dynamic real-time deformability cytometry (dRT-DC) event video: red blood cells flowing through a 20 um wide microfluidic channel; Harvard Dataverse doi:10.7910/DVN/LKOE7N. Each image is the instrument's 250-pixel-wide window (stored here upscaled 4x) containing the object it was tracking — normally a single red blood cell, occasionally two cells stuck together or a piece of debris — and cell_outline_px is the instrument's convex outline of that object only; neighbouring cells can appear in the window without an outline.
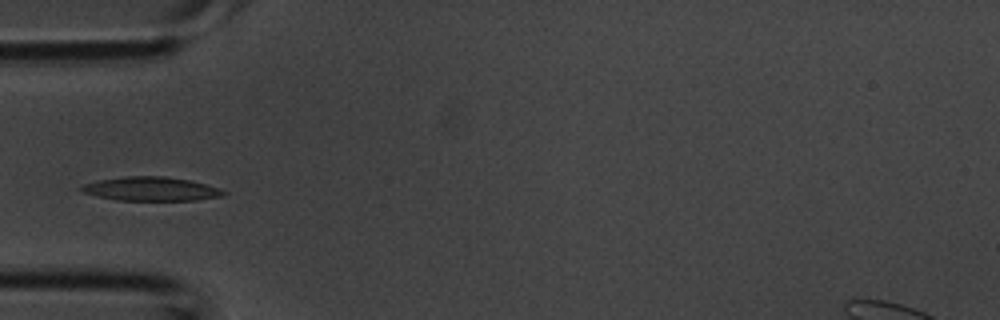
{"species": "common noctule bat (a hibernating species)", "species_latin": "Nyctalus noctula", "temperature_condition": "room temperature", "stored_images_in_passage": 3, "camera_frame_rate_fps": 3000, "um_per_image_px": 0.085, "animal": {"sex": "male", "body_mass_g": 20.1, "forearm_length_mm": 53.5}, "frame": {"image": 1, "passage_image": 3, "time_ms": 0.667, "image_size_px": [1000, 320], "cell_outline_px": [[228, 192], [224, 196], [196, 200], [116, 200], [96, 196], [80, 192], [76, 188], [84, 184], [96, 180], [124, 176], [164, 176], [192, 180], [220, 188]], "centroid_in_image_um": [12.81, 16.05], "position_along_channel_um": 72.2, "area_um2": 20.17}}